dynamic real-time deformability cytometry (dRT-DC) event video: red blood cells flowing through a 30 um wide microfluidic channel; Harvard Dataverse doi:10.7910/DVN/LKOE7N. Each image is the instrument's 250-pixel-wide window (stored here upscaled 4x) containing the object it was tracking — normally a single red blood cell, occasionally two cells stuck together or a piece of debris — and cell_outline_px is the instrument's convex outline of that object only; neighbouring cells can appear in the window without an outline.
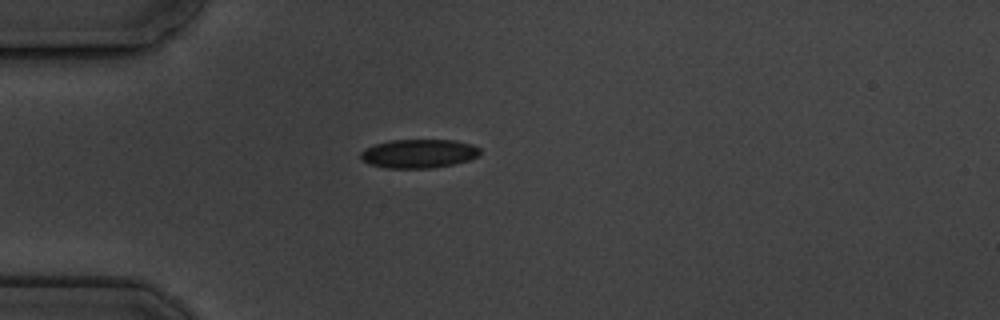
{"species": "common noctule bat (a hibernating species)", "species_latin": "Nyctalus noctula", "temperature_condition": "cold", "stored_images_in_passage": 12, "camera_frame_rate_fps": 3000, "um_per_image_px": 0.085, "animal": {"sex": "male", "body_mass_g": 19.5, "forearm_length_mm": 54.6}, "frame": {"image": 1, "passage_image": 1, "time_ms": 0.0, "image_size_px": [1000, 320], "cell_outline_px": [[480, 152], [476, 156], [468, 160], [452, 164], [432, 168], [388, 168], [368, 164], [360, 156], [360, 152], [364, 148], [388, 140], [456, 140], [472, 144], [480, 148]], "centroid_in_image_um": [35.57, 13.05], "position_along_channel_um": 49.4, "area_um2": 20.0}}
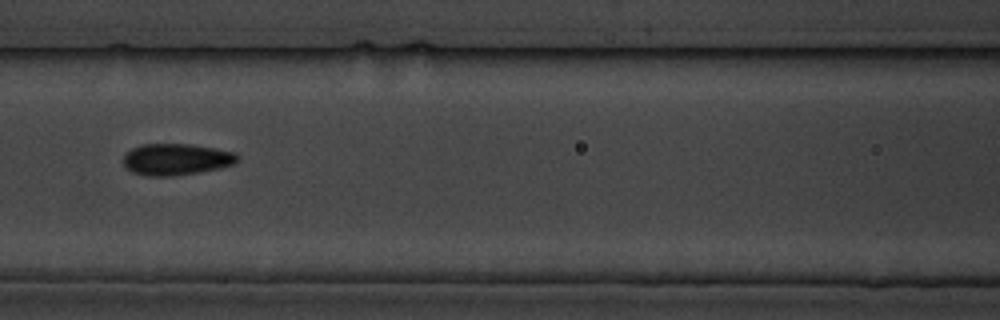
{"frame": {"image": 2, "passage_image": 4, "time_ms": 3.333, "image_size_px": [1000, 320], "cell_outline_px": [[236, 160], [232, 164], [220, 168], [172, 176], [148, 176], [132, 172], [124, 164], [124, 152], [140, 144], [192, 144], [216, 148], [236, 152]], "centroid_in_image_um": [14.94, 13.53], "position_along_channel_um": 151.7, "area_um2": 20.87}}
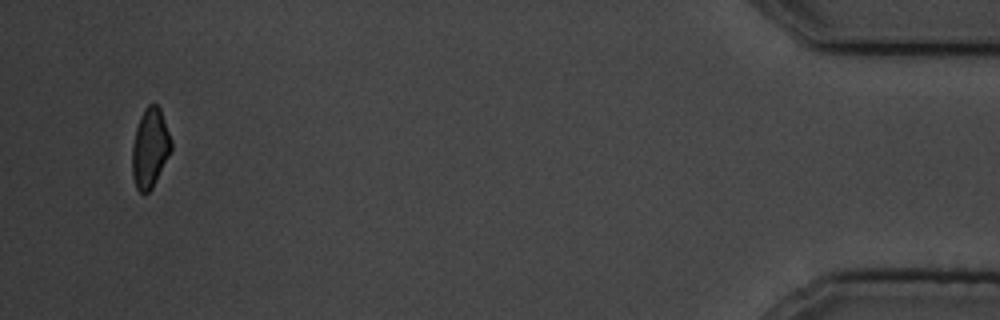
{"frame": {"image": 3, "passage_image": 12, "time_ms": 13.333, "image_size_px": [1000, 320], "cell_outline_px": [[172, 148], [152, 188], [144, 196], [136, 188], [132, 176], [132, 144], [136, 128], [140, 116], [144, 108], [148, 104], [156, 104], [160, 108], [172, 140]], "centroid_in_image_um": [12.74, 12.58], "position_along_channel_um": 422.5, "area_um2": 18.15}, "authors_computed_cell_mechanics": {"area_um2": 19.9988, "velocity_mm_per_s": 3.4778, "shape_relaxation_time_tau1_ms": 5.4724, "shape_relaxation_time_tau2_ms": null, "deformation_change_tau1": 0.0854, "deformation_change_tau2": null}}